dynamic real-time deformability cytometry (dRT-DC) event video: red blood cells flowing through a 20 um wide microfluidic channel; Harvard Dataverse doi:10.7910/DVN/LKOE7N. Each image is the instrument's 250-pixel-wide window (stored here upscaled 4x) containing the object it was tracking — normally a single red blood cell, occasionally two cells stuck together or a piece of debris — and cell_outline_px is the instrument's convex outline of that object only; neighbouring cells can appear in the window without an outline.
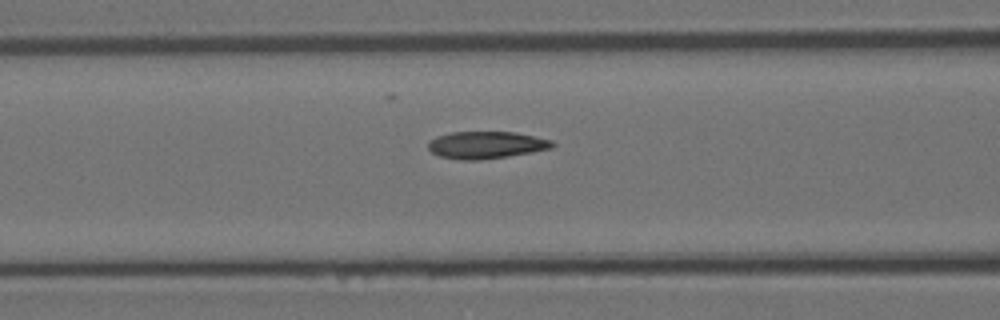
{"species": "Egyptian fruit bat (a non-hibernating species)", "species_latin": "Rousettus aegyptiacus", "temperature_condition": "room temperature", "stored_images_in_passage": 4, "camera_frame_rate_fps": 3000, "um_per_image_px": 0.085, "animal": {"sex": "female"}, "frame": {"image": 1, "passage_image": 4, "time_ms": 1.0, "image_size_px": [1000, 320], "cell_outline_px": [[556, 144], [552, 148], [508, 156], [480, 160], [460, 160], [440, 156], [432, 152], [428, 148], [428, 144], [436, 136], [452, 132], [516, 132], [552, 140]], "centroid_in_image_um": [41.34, 12.32], "position_along_channel_um": 125.3, "area_um2": 19.59}}